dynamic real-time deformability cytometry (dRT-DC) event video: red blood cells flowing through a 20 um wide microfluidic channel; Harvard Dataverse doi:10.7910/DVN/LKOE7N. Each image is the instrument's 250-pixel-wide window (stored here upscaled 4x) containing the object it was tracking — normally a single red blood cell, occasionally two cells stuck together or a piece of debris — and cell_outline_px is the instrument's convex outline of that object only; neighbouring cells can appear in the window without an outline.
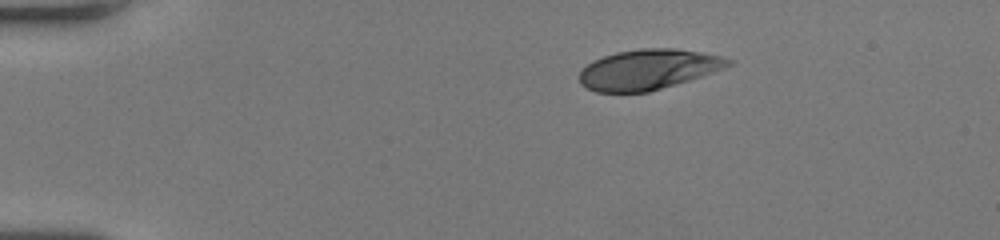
{"species": "human", "species_latin": "Homo sapiens", "temperature_condition": "room temperature", "stored_images_in_passage": 43, "camera_frame_rate_fps": 3000, "um_per_image_px": 0.085, "donor": {"sex": "female"}, "frame": {"image": 1, "passage_image": 1, "time_ms": 0.0, "image_size_px": [1000, 240], "cell_outline_px": [[736, 60], [732, 64], [712, 72], [688, 80], [648, 92], [596, 92], [580, 84], [580, 72], [592, 60], [616, 52], [640, 48], [676, 48], [700, 52], [720, 56]], "centroid_in_image_um": [55.09, 5.89], "position_along_channel_um": 29.9, "area_um2": 34.62}}
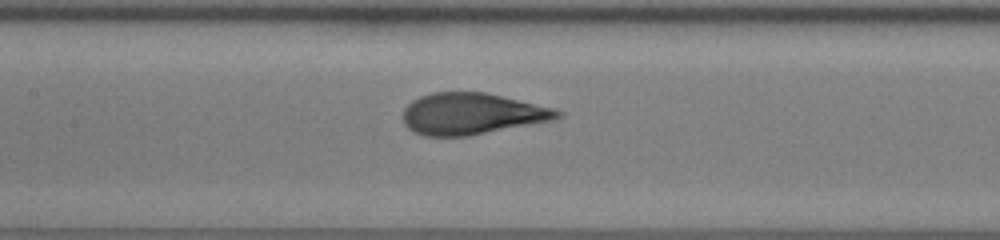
{"frame": {"image": 2, "passage_image": 17, "time_ms": 5.333, "image_size_px": [1000, 240], "cell_outline_px": [[564, 116], [556, 120], [468, 136], [424, 136], [412, 132], [404, 124], [404, 108], [412, 100], [420, 96], [432, 92], [484, 92], [552, 108], [564, 112]], "centroid_in_image_um": [40.1, 9.68], "position_along_channel_um": 167.3, "area_um2": 37.4}}
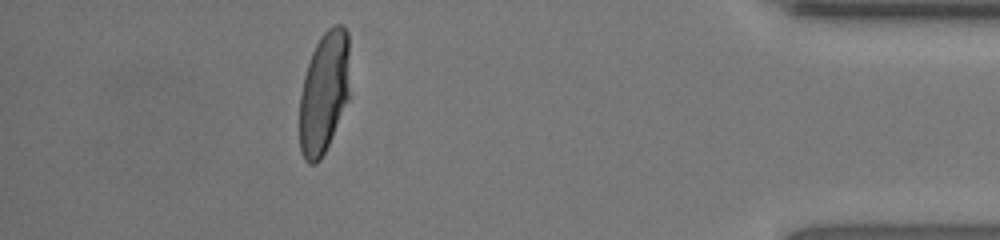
{"frame": {"image": 3, "passage_image": 38, "time_ms": 12.333, "image_size_px": [1000, 240], "cell_outline_px": [[348, 100], [332, 136], [320, 160], [316, 164], [308, 164], [304, 160], [300, 152], [300, 96], [304, 76], [312, 52], [320, 36], [332, 24], [344, 24], [348, 32]], "centroid_in_image_um": [27.53, 7.86], "position_along_channel_um": 407.7, "area_um2": 35.6}, "authors_computed_cell_mechanics": {"area_um2": 37.6856, "velocity_mm_per_s": 4.0842, "shape_relaxation_time_tau1_ms": 3.992, "shape_relaxation_time_tau2_ms": null, "deformation_change_tau1": 0.2193, "deformation_change_tau2": null}}